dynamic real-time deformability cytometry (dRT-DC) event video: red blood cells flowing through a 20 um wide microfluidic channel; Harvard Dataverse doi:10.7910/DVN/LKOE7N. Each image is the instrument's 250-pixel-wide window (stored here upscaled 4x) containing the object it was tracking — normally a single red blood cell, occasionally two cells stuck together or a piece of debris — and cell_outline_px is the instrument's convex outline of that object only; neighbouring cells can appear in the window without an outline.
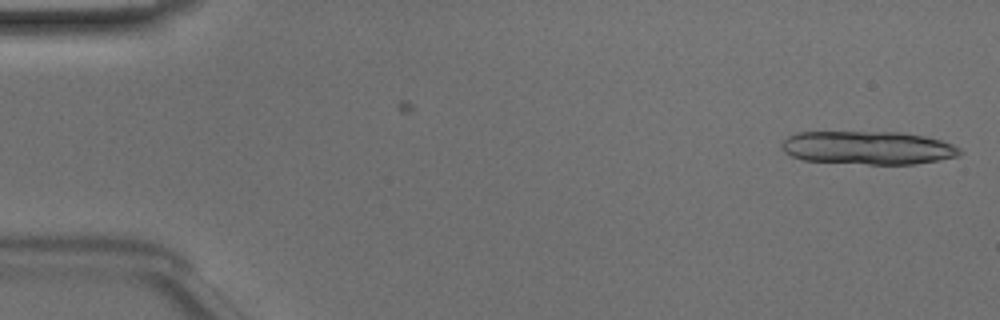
{"species": "Egyptian fruit bat (a non-hibernating species)", "species_latin": "Rousettus aegyptiacus", "temperature_condition": "room temperature", "stored_images_in_passage": 8, "camera_frame_rate_fps": 3000, "um_per_image_px": 0.085, "animal": {"sex": "male"}, "frame": {"image": 1, "passage_image": 8, "time_ms": 2.333, "image_size_px": [1000, 320], "cell_outline_px": [[964, 152], [960, 156], [912, 164], [868, 164], [800, 160], [784, 152], [780, 148], [780, 144], [788, 136], [796, 132], [904, 132], [924, 136], [940, 140], [952, 144], [960, 148]], "centroid_in_image_um": [73.75, 12.56], "position_along_channel_um": 11.2, "area_um2": 34.8}}